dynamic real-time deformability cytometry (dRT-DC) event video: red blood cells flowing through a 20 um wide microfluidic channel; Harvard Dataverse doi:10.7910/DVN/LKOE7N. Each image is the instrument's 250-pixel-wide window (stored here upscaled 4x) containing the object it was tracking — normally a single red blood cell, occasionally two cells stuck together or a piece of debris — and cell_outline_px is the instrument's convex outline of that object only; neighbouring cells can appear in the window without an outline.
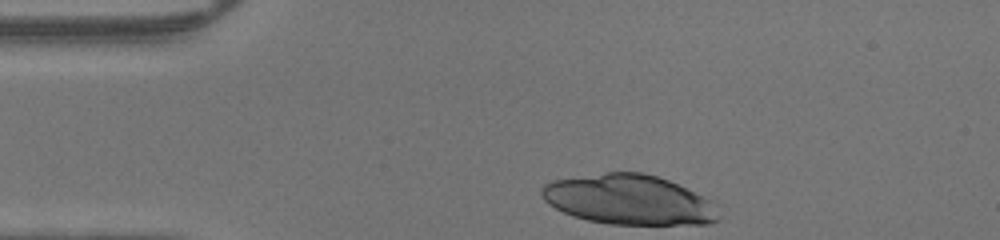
{"species": "human", "species_latin": "Homo sapiens", "temperature_condition": "warm", "stored_images_in_passage": 29, "camera_frame_rate_fps": 3000, "um_per_image_px": 0.085, "donor": {"sex": "male"}, "frame": {"image": 1, "passage_image": 1, "time_ms": 0.0, "image_size_px": [1000, 240], "cell_outline_px": [[720, 220], [708, 224], [608, 224], [588, 220], [572, 216], [548, 204], [540, 196], [540, 188], [544, 184], [552, 180], [604, 172], [640, 172], [656, 176], [668, 180], [716, 200], [720, 216]], "centroid_in_image_um": [53.5, 16.98], "position_along_channel_um": 31.5, "area_um2": 52.14}}
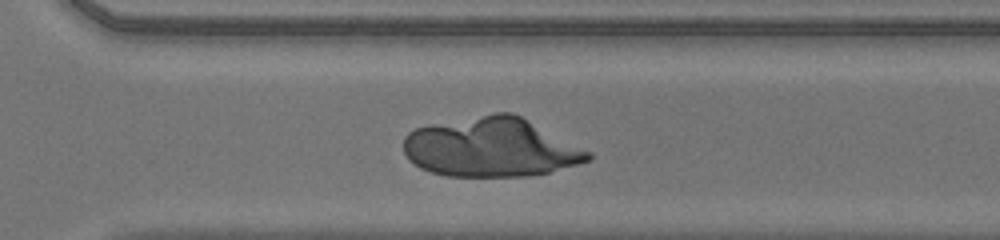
{"frame": {"image": 2, "passage_image": 25, "time_ms": 8.0, "image_size_px": [1000, 240], "cell_outline_px": [[592, 156], [588, 160], [576, 164], [548, 172], [528, 176], [448, 176], [432, 172], [420, 168], [408, 160], [404, 152], [404, 136], [408, 132], [416, 128], [432, 124], [496, 112], [512, 112], [592, 152]], "centroid_in_image_um": [41.71, 12.53], "position_along_channel_um": 328.9, "area_um2": 63.29}}
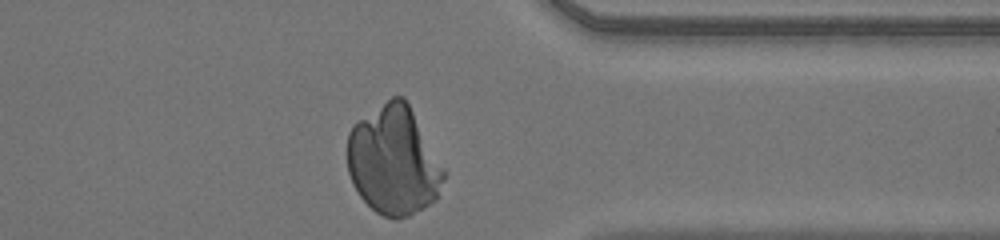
{"frame": {"image": 3, "passage_image": 29, "time_ms": 9.333, "image_size_px": [1000, 240], "cell_outline_px": [[448, 172], [436, 200], [424, 208], [408, 216], [396, 220], [384, 216], [376, 212], [360, 196], [352, 184], [348, 172], [348, 132], [360, 120], [392, 96], [404, 96]], "centroid_in_image_um": [33.51, 13.69], "position_along_channel_um": 377.9, "area_um2": 61.38}}